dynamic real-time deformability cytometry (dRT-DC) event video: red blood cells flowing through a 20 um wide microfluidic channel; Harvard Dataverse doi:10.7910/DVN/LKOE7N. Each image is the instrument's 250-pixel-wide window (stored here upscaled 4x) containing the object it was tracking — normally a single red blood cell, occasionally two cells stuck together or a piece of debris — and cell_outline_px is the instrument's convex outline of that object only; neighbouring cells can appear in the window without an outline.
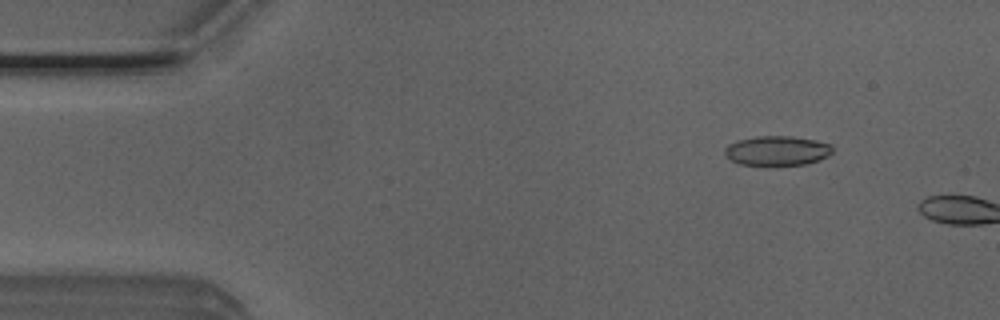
{"species": "Egyptian fruit bat (a non-hibernating species)", "species_latin": "Rousettus aegyptiacus", "temperature_condition": "room temperature", "stored_images_in_passage": 3, "camera_frame_rate_fps": 3000, "um_per_image_px": 0.085, "animal": {"sex": "male"}, "frame": {"image": 1, "passage_image": 2, "time_ms": 0.333, "image_size_px": [1000, 320], "cell_outline_px": [[832, 152], [828, 156], [804, 164], [768, 168], [740, 164], [724, 156], [724, 148], [728, 144], [736, 140], [756, 136], [792, 136], [816, 140], [832, 144]], "centroid_in_image_um": [66.0, 12.84], "position_along_channel_um": 19.0, "area_um2": 19.36}}